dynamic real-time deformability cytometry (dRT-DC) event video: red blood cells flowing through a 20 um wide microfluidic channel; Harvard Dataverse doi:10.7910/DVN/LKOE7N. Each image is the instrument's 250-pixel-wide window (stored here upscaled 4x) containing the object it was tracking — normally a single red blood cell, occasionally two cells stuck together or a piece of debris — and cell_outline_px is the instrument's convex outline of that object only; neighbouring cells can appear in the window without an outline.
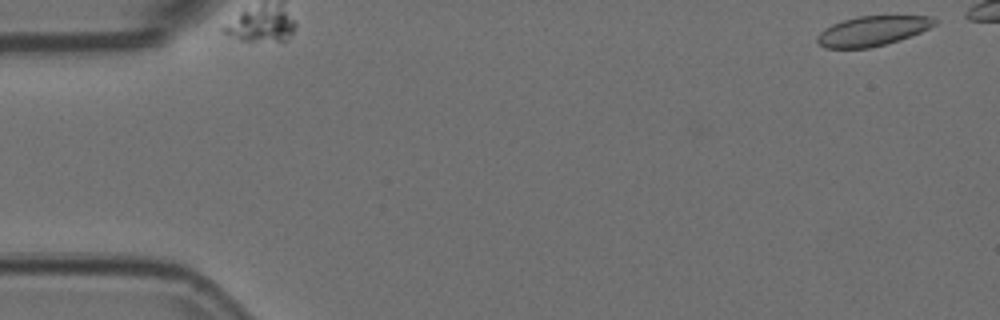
{"species": "Egyptian fruit bat (a non-hibernating species)", "species_latin": "Rousettus aegyptiacus", "temperature_condition": "room temperature", "stored_images_in_passage": 34, "segment_of_instrument_passage": [1, 2], "camera_frame_rate_fps": 3000, "um_per_image_px": 0.085, "animal": {"sex": "female"}, "frame": {"image": 1, "passage_image": 1, "time_ms": 0.0, "image_size_px": [1000, 320], "cell_outline_px": [[940, 20], [936, 24], [920, 32], [900, 40], [868, 48], [824, 48], [816, 44], [816, 36], [824, 28], [832, 24], [856, 16], [932, 16]], "centroid_in_image_um": [74.13, 2.63], "position_along_channel_um": 10.9, "area_um2": 20.52}}
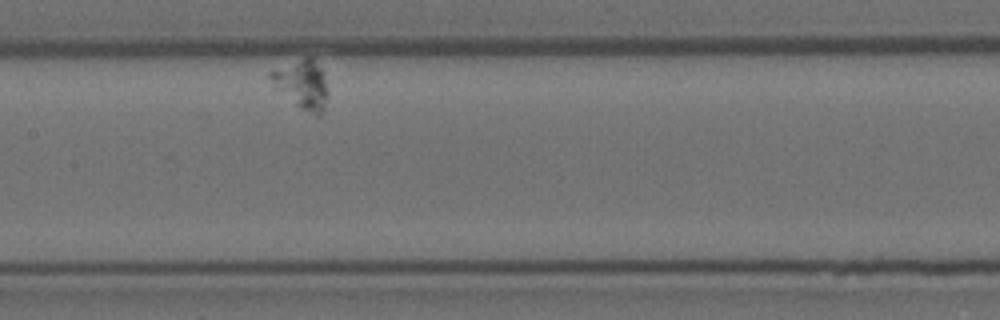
{"frame": {"image": 2, "passage_image": 16, "time_ms": 5.0, "image_size_px": [1000, 320], "cell_outline_px": [[328, 96], [324, 112], [320, 116], [316, 116], [300, 108], [276, 88], [268, 76], [268, 72], [304, 56], [312, 56], [324, 72], [328, 92]], "centroid_in_image_um": [25.72, 7.16], "position_along_channel_um": 181.7, "area_um2": 16.53}}
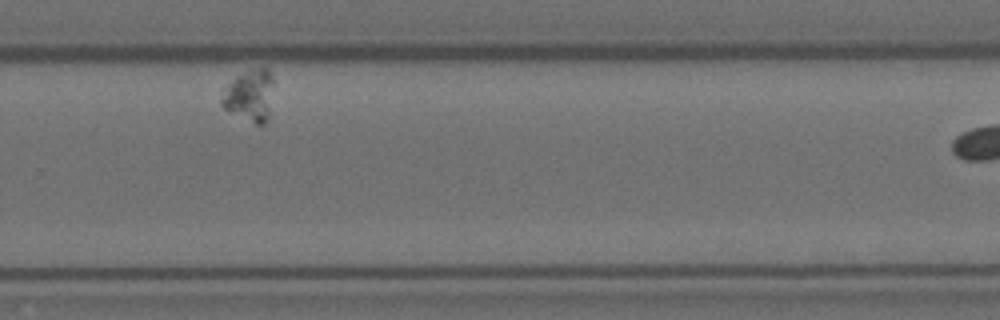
{"frame": {"image": 3, "passage_image": 30, "time_ms": 9.667, "image_size_px": [1000, 320], "cell_outline_px": [[272, 84], [268, 116], [264, 124], [256, 124], [228, 112], [220, 104], [220, 100], [228, 84], [236, 76], [248, 68], [268, 68], [272, 72]], "centroid_in_image_um": [21.2, 8.09], "position_along_channel_um": 308.6, "area_um2": 15.61}}